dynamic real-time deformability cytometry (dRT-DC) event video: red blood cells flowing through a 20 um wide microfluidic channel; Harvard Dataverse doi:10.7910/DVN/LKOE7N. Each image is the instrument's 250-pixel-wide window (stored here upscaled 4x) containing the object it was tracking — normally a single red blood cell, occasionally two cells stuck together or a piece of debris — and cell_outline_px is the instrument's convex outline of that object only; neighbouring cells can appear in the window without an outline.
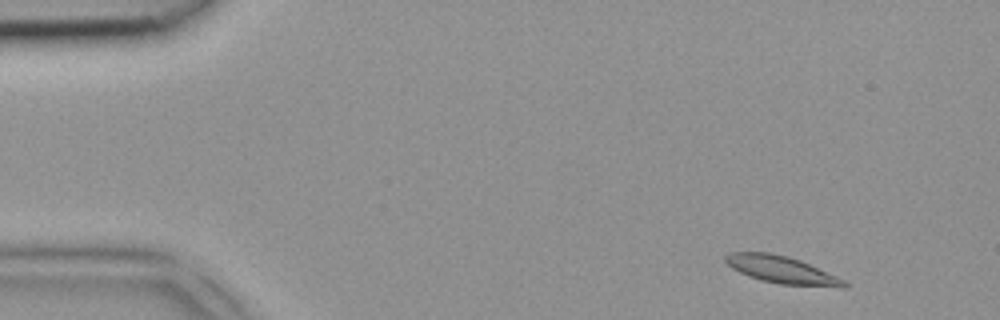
{"species": "common noctule bat (a hibernating species)", "species_latin": "Nyctalus noctula", "temperature_condition": "room temperature", "stored_images_in_passage": 3, "camera_frame_rate_fps": 3000, "um_per_image_px": 0.085, "animal": {"sex": "female", "body_mass_g": 18.4}, "frame": {"image": 1, "passage_image": 1, "time_ms": 0.0, "image_size_px": [1000, 320], "cell_outline_px": [[848, 288], [840, 288], [780, 284], [748, 276], [732, 268], [724, 260], [724, 256], [728, 252], [768, 252], [788, 256], [800, 260], [836, 276], [844, 280], [848, 284]], "centroid_in_image_um": [66.46, 22.93], "position_along_channel_um": 18.5, "area_um2": 18.9}}